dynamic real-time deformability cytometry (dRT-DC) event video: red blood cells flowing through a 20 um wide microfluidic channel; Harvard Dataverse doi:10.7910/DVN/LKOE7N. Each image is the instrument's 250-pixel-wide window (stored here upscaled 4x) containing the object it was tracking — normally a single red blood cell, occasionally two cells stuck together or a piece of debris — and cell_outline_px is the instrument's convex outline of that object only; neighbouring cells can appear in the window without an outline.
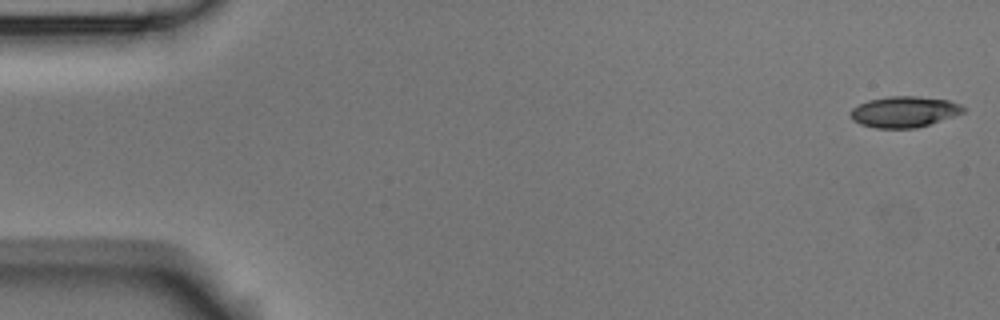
{"species": "Egyptian fruit bat (a non-hibernating species)", "species_latin": "Rousettus aegyptiacus", "temperature_condition": "room temperature", "stored_images_in_passage": 4, "camera_frame_rate_fps": 3000, "um_per_image_px": 0.085, "animal": {"sex": "male"}, "frame": {"image": 1, "passage_image": 1, "time_ms": 0.0, "image_size_px": [1000, 320], "cell_outline_px": [[964, 112], [956, 116], [916, 128], [876, 128], [860, 124], [852, 120], [848, 112], [852, 108], [868, 100], [888, 96], [916, 96], [948, 100], [960, 104], [964, 108]], "centroid_in_image_um": [76.84, 9.5], "position_along_channel_um": 8.2, "area_um2": 20.46}}